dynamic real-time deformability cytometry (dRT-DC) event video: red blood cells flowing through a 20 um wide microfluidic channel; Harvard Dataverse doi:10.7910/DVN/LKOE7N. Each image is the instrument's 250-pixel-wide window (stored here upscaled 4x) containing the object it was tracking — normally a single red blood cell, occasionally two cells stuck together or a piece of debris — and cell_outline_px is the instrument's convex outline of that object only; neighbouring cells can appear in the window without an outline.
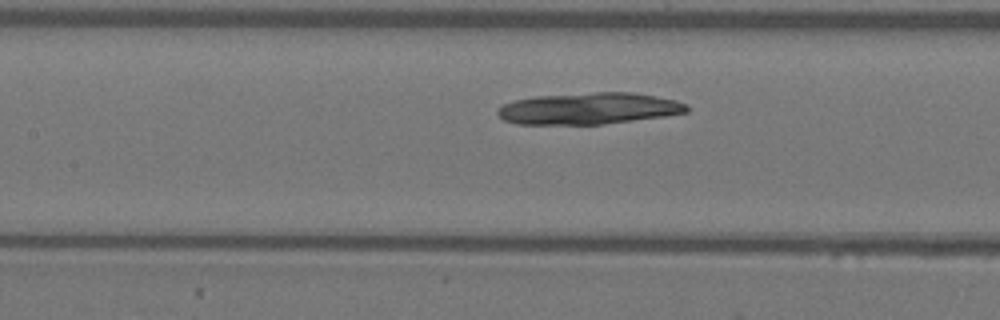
{"species": "Egyptian fruit bat (a non-hibernating species)", "species_latin": "Rousettus aegyptiacus", "temperature_condition": "warm", "stored_images_in_passage": 45, "camera_frame_rate_fps": 3000, "um_per_image_px": 0.085, "animal": {"sex": "female"}, "frame": {"image": 1, "passage_image": 16, "time_ms": 5.0, "image_size_px": [1000, 320], "cell_outline_px": [[688, 112], [664, 116], [600, 124], [516, 124], [504, 120], [496, 112], [504, 104], [516, 100], [536, 96], [596, 92], [632, 92], [656, 96], [676, 100], [688, 104]], "centroid_in_image_um": [50.07, 9.22], "position_along_channel_um": 157.3, "area_um2": 34.56}}
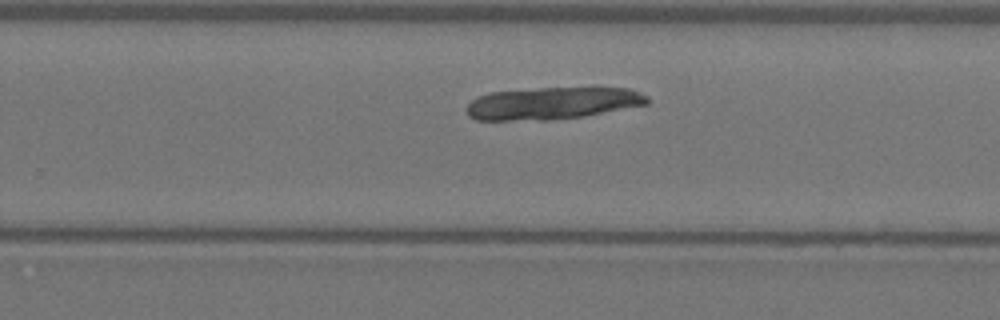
{"frame": {"image": 2, "passage_image": 26, "time_ms": 8.333, "image_size_px": [1000, 320], "cell_outline_px": [[648, 104], [584, 116], [544, 120], [476, 120], [468, 116], [464, 112], [464, 108], [476, 96], [488, 92], [536, 88], [592, 84], [628, 88], [640, 92], [648, 96]], "centroid_in_image_um": [46.98, 8.72], "position_along_channel_um": 282.8, "area_um2": 35.43}}
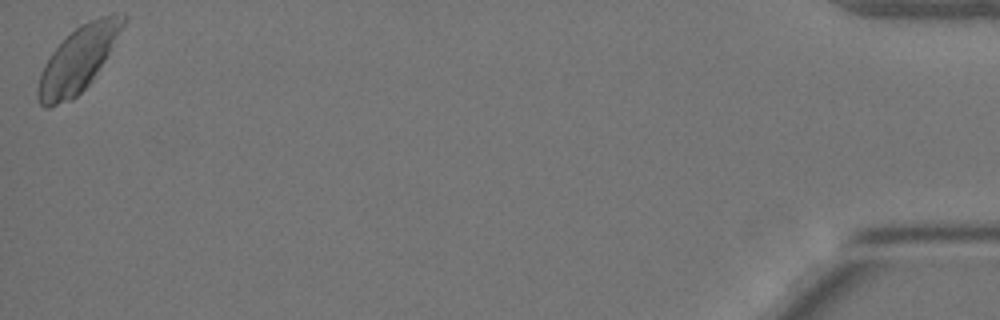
{"frame": {"image": 3, "passage_image": 45, "time_ms": 14.667, "image_size_px": [1000, 320], "cell_outline_px": [[124, 24], [104, 60], [92, 80], [72, 100], [48, 108], [44, 108], [40, 104], [36, 96], [40, 76], [44, 64], [52, 52], [80, 24], [88, 20], [112, 12], [124, 16]], "centroid_in_image_um": [6.6, 5.07], "position_along_channel_um": 428.6, "area_um2": 31.44}}